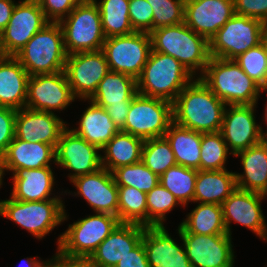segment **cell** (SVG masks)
Listing matches in <instances>:
<instances>
[{
    "label": "cell",
    "mask_w": 267,
    "mask_h": 267,
    "mask_svg": "<svg viewBox=\"0 0 267 267\" xmlns=\"http://www.w3.org/2000/svg\"><path fill=\"white\" fill-rule=\"evenodd\" d=\"M76 4H83L89 2L90 0H73Z\"/></svg>",
    "instance_id": "55"
},
{
    "label": "cell",
    "mask_w": 267,
    "mask_h": 267,
    "mask_svg": "<svg viewBox=\"0 0 267 267\" xmlns=\"http://www.w3.org/2000/svg\"><path fill=\"white\" fill-rule=\"evenodd\" d=\"M178 227L180 233L228 234L223 221L222 206L210 203H198Z\"/></svg>",
    "instance_id": "33"
},
{
    "label": "cell",
    "mask_w": 267,
    "mask_h": 267,
    "mask_svg": "<svg viewBox=\"0 0 267 267\" xmlns=\"http://www.w3.org/2000/svg\"><path fill=\"white\" fill-rule=\"evenodd\" d=\"M88 102L90 105L83 111L78 128L70 130L101 150L120 130L103 107Z\"/></svg>",
    "instance_id": "27"
},
{
    "label": "cell",
    "mask_w": 267,
    "mask_h": 267,
    "mask_svg": "<svg viewBox=\"0 0 267 267\" xmlns=\"http://www.w3.org/2000/svg\"><path fill=\"white\" fill-rule=\"evenodd\" d=\"M150 267H192L187 253L166 230V226H147L142 237Z\"/></svg>",
    "instance_id": "22"
},
{
    "label": "cell",
    "mask_w": 267,
    "mask_h": 267,
    "mask_svg": "<svg viewBox=\"0 0 267 267\" xmlns=\"http://www.w3.org/2000/svg\"><path fill=\"white\" fill-rule=\"evenodd\" d=\"M144 139L119 131L101 149L102 167L112 172L114 169L141 161Z\"/></svg>",
    "instance_id": "30"
},
{
    "label": "cell",
    "mask_w": 267,
    "mask_h": 267,
    "mask_svg": "<svg viewBox=\"0 0 267 267\" xmlns=\"http://www.w3.org/2000/svg\"><path fill=\"white\" fill-rule=\"evenodd\" d=\"M265 26L259 19L234 14L209 41L210 56L234 60L261 43Z\"/></svg>",
    "instance_id": "9"
},
{
    "label": "cell",
    "mask_w": 267,
    "mask_h": 267,
    "mask_svg": "<svg viewBox=\"0 0 267 267\" xmlns=\"http://www.w3.org/2000/svg\"><path fill=\"white\" fill-rule=\"evenodd\" d=\"M112 175L117 186H131L145 193L159 184V176L142 161L118 167L112 171Z\"/></svg>",
    "instance_id": "38"
},
{
    "label": "cell",
    "mask_w": 267,
    "mask_h": 267,
    "mask_svg": "<svg viewBox=\"0 0 267 267\" xmlns=\"http://www.w3.org/2000/svg\"><path fill=\"white\" fill-rule=\"evenodd\" d=\"M61 26L67 55L102 50L106 36L98 6L93 0L77 4L58 22Z\"/></svg>",
    "instance_id": "8"
},
{
    "label": "cell",
    "mask_w": 267,
    "mask_h": 267,
    "mask_svg": "<svg viewBox=\"0 0 267 267\" xmlns=\"http://www.w3.org/2000/svg\"><path fill=\"white\" fill-rule=\"evenodd\" d=\"M231 154L220 132L202 133L200 170L226 169L227 157Z\"/></svg>",
    "instance_id": "39"
},
{
    "label": "cell",
    "mask_w": 267,
    "mask_h": 267,
    "mask_svg": "<svg viewBox=\"0 0 267 267\" xmlns=\"http://www.w3.org/2000/svg\"><path fill=\"white\" fill-rule=\"evenodd\" d=\"M197 172L196 169L176 164L159 177V183L185 207L193 202Z\"/></svg>",
    "instance_id": "35"
},
{
    "label": "cell",
    "mask_w": 267,
    "mask_h": 267,
    "mask_svg": "<svg viewBox=\"0 0 267 267\" xmlns=\"http://www.w3.org/2000/svg\"><path fill=\"white\" fill-rule=\"evenodd\" d=\"M137 94V80L126 74L110 71L99 82L95 93L88 100L105 108L132 101Z\"/></svg>",
    "instance_id": "32"
},
{
    "label": "cell",
    "mask_w": 267,
    "mask_h": 267,
    "mask_svg": "<svg viewBox=\"0 0 267 267\" xmlns=\"http://www.w3.org/2000/svg\"><path fill=\"white\" fill-rule=\"evenodd\" d=\"M259 143L264 148L267 155V130L264 131L263 128L261 129Z\"/></svg>",
    "instance_id": "52"
},
{
    "label": "cell",
    "mask_w": 267,
    "mask_h": 267,
    "mask_svg": "<svg viewBox=\"0 0 267 267\" xmlns=\"http://www.w3.org/2000/svg\"><path fill=\"white\" fill-rule=\"evenodd\" d=\"M77 189L64 193L85 199L94 213H106L118 217V186L116 185L112 172L104 167L93 173L82 175L70 181ZM74 194V195H73Z\"/></svg>",
    "instance_id": "19"
},
{
    "label": "cell",
    "mask_w": 267,
    "mask_h": 267,
    "mask_svg": "<svg viewBox=\"0 0 267 267\" xmlns=\"http://www.w3.org/2000/svg\"><path fill=\"white\" fill-rule=\"evenodd\" d=\"M176 230L192 267H234L232 236L180 233L179 227Z\"/></svg>",
    "instance_id": "14"
},
{
    "label": "cell",
    "mask_w": 267,
    "mask_h": 267,
    "mask_svg": "<svg viewBox=\"0 0 267 267\" xmlns=\"http://www.w3.org/2000/svg\"><path fill=\"white\" fill-rule=\"evenodd\" d=\"M151 49L150 34L145 32L106 38L102 47L110 71L126 74L135 80L140 77Z\"/></svg>",
    "instance_id": "11"
},
{
    "label": "cell",
    "mask_w": 267,
    "mask_h": 267,
    "mask_svg": "<svg viewBox=\"0 0 267 267\" xmlns=\"http://www.w3.org/2000/svg\"><path fill=\"white\" fill-rule=\"evenodd\" d=\"M26 259L21 261L20 267H48L49 259L42 261L41 258L39 257V260H38V256L36 258L35 257L28 258L27 257Z\"/></svg>",
    "instance_id": "51"
},
{
    "label": "cell",
    "mask_w": 267,
    "mask_h": 267,
    "mask_svg": "<svg viewBox=\"0 0 267 267\" xmlns=\"http://www.w3.org/2000/svg\"><path fill=\"white\" fill-rule=\"evenodd\" d=\"M240 157L243 172L236 173L237 188L263 194L267 190V155L260 143L234 155Z\"/></svg>",
    "instance_id": "29"
},
{
    "label": "cell",
    "mask_w": 267,
    "mask_h": 267,
    "mask_svg": "<svg viewBox=\"0 0 267 267\" xmlns=\"http://www.w3.org/2000/svg\"><path fill=\"white\" fill-rule=\"evenodd\" d=\"M265 113H264V121H265V123H266V125H267V104H266V106H265V111H264Z\"/></svg>",
    "instance_id": "56"
},
{
    "label": "cell",
    "mask_w": 267,
    "mask_h": 267,
    "mask_svg": "<svg viewBox=\"0 0 267 267\" xmlns=\"http://www.w3.org/2000/svg\"><path fill=\"white\" fill-rule=\"evenodd\" d=\"M147 226H164L166 214L177 205L183 207L175 196L160 183L146 193Z\"/></svg>",
    "instance_id": "40"
},
{
    "label": "cell",
    "mask_w": 267,
    "mask_h": 267,
    "mask_svg": "<svg viewBox=\"0 0 267 267\" xmlns=\"http://www.w3.org/2000/svg\"><path fill=\"white\" fill-rule=\"evenodd\" d=\"M17 110L0 106V158L15 138V119Z\"/></svg>",
    "instance_id": "44"
},
{
    "label": "cell",
    "mask_w": 267,
    "mask_h": 267,
    "mask_svg": "<svg viewBox=\"0 0 267 267\" xmlns=\"http://www.w3.org/2000/svg\"><path fill=\"white\" fill-rule=\"evenodd\" d=\"M173 123V103L137 94L120 130L144 140L163 137Z\"/></svg>",
    "instance_id": "10"
},
{
    "label": "cell",
    "mask_w": 267,
    "mask_h": 267,
    "mask_svg": "<svg viewBox=\"0 0 267 267\" xmlns=\"http://www.w3.org/2000/svg\"><path fill=\"white\" fill-rule=\"evenodd\" d=\"M98 6L106 38L133 32L129 19V0H93Z\"/></svg>",
    "instance_id": "34"
},
{
    "label": "cell",
    "mask_w": 267,
    "mask_h": 267,
    "mask_svg": "<svg viewBox=\"0 0 267 267\" xmlns=\"http://www.w3.org/2000/svg\"><path fill=\"white\" fill-rule=\"evenodd\" d=\"M264 198L267 197V190L263 193Z\"/></svg>",
    "instance_id": "57"
},
{
    "label": "cell",
    "mask_w": 267,
    "mask_h": 267,
    "mask_svg": "<svg viewBox=\"0 0 267 267\" xmlns=\"http://www.w3.org/2000/svg\"><path fill=\"white\" fill-rule=\"evenodd\" d=\"M129 19L135 32L153 30V10L146 0H129Z\"/></svg>",
    "instance_id": "43"
},
{
    "label": "cell",
    "mask_w": 267,
    "mask_h": 267,
    "mask_svg": "<svg viewBox=\"0 0 267 267\" xmlns=\"http://www.w3.org/2000/svg\"><path fill=\"white\" fill-rule=\"evenodd\" d=\"M226 104L194 78L173 102V122L200 133L220 132Z\"/></svg>",
    "instance_id": "1"
},
{
    "label": "cell",
    "mask_w": 267,
    "mask_h": 267,
    "mask_svg": "<svg viewBox=\"0 0 267 267\" xmlns=\"http://www.w3.org/2000/svg\"><path fill=\"white\" fill-rule=\"evenodd\" d=\"M101 150L76 135L67 126L55 148V164L71 171L69 181L102 168Z\"/></svg>",
    "instance_id": "16"
},
{
    "label": "cell",
    "mask_w": 267,
    "mask_h": 267,
    "mask_svg": "<svg viewBox=\"0 0 267 267\" xmlns=\"http://www.w3.org/2000/svg\"><path fill=\"white\" fill-rule=\"evenodd\" d=\"M30 76L65 70L67 53L58 22H48L14 56Z\"/></svg>",
    "instance_id": "5"
},
{
    "label": "cell",
    "mask_w": 267,
    "mask_h": 267,
    "mask_svg": "<svg viewBox=\"0 0 267 267\" xmlns=\"http://www.w3.org/2000/svg\"><path fill=\"white\" fill-rule=\"evenodd\" d=\"M195 77L174 57L153 51L137 79L138 94L173 103Z\"/></svg>",
    "instance_id": "4"
},
{
    "label": "cell",
    "mask_w": 267,
    "mask_h": 267,
    "mask_svg": "<svg viewBox=\"0 0 267 267\" xmlns=\"http://www.w3.org/2000/svg\"><path fill=\"white\" fill-rule=\"evenodd\" d=\"M120 223L117 216L95 213L68 225L57 240V252L69 258H89Z\"/></svg>",
    "instance_id": "7"
},
{
    "label": "cell",
    "mask_w": 267,
    "mask_h": 267,
    "mask_svg": "<svg viewBox=\"0 0 267 267\" xmlns=\"http://www.w3.org/2000/svg\"><path fill=\"white\" fill-rule=\"evenodd\" d=\"M141 161L159 177L176 165L175 155L164 136L144 141Z\"/></svg>",
    "instance_id": "37"
},
{
    "label": "cell",
    "mask_w": 267,
    "mask_h": 267,
    "mask_svg": "<svg viewBox=\"0 0 267 267\" xmlns=\"http://www.w3.org/2000/svg\"><path fill=\"white\" fill-rule=\"evenodd\" d=\"M235 14L256 18L267 25V0H233Z\"/></svg>",
    "instance_id": "46"
},
{
    "label": "cell",
    "mask_w": 267,
    "mask_h": 267,
    "mask_svg": "<svg viewBox=\"0 0 267 267\" xmlns=\"http://www.w3.org/2000/svg\"><path fill=\"white\" fill-rule=\"evenodd\" d=\"M0 159L3 175L5 171L14 174L17 170L51 166L55 163V148L50 144L27 142L15 137Z\"/></svg>",
    "instance_id": "24"
},
{
    "label": "cell",
    "mask_w": 267,
    "mask_h": 267,
    "mask_svg": "<svg viewBox=\"0 0 267 267\" xmlns=\"http://www.w3.org/2000/svg\"><path fill=\"white\" fill-rule=\"evenodd\" d=\"M145 226L119 223L88 258L96 267H114L141 241Z\"/></svg>",
    "instance_id": "23"
},
{
    "label": "cell",
    "mask_w": 267,
    "mask_h": 267,
    "mask_svg": "<svg viewBox=\"0 0 267 267\" xmlns=\"http://www.w3.org/2000/svg\"><path fill=\"white\" fill-rule=\"evenodd\" d=\"M164 137L175 155L176 164L200 170L202 133L181 127L173 122Z\"/></svg>",
    "instance_id": "31"
},
{
    "label": "cell",
    "mask_w": 267,
    "mask_h": 267,
    "mask_svg": "<svg viewBox=\"0 0 267 267\" xmlns=\"http://www.w3.org/2000/svg\"><path fill=\"white\" fill-rule=\"evenodd\" d=\"M118 219L120 223L147 227L146 193L131 186H118Z\"/></svg>",
    "instance_id": "36"
},
{
    "label": "cell",
    "mask_w": 267,
    "mask_h": 267,
    "mask_svg": "<svg viewBox=\"0 0 267 267\" xmlns=\"http://www.w3.org/2000/svg\"><path fill=\"white\" fill-rule=\"evenodd\" d=\"M237 188L235 172L198 170L193 203L221 205Z\"/></svg>",
    "instance_id": "28"
},
{
    "label": "cell",
    "mask_w": 267,
    "mask_h": 267,
    "mask_svg": "<svg viewBox=\"0 0 267 267\" xmlns=\"http://www.w3.org/2000/svg\"><path fill=\"white\" fill-rule=\"evenodd\" d=\"M48 22L37 0L16 3L9 23L0 33L2 56H15Z\"/></svg>",
    "instance_id": "12"
},
{
    "label": "cell",
    "mask_w": 267,
    "mask_h": 267,
    "mask_svg": "<svg viewBox=\"0 0 267 267\" xmlns=\"http://www.w3.org/2000/svg\"><path fill=\"white\" fill-rule=\"evenodd\" d=\"M56 113L35 111L28 108L17 110L15 137L27 142L50 144L54 148L67 122Z\"/></svg>",
    "instance_id": "21"
},
{
    "label": "cell",
    "mask_w": 267,
    "mask_h": 267,
    "mask_svg": "<svg viewBox=\"0 0 267 267\" xmlns=\"http://www.w3.org/2000/svg\"><path fill=\"white\" fill-rule=\"evenodd\" d=\"M257 105H227L220 133L234 156L259 143L262 124H257Z\"/></svg>",
    "instance_id": "18"
},
{
    "label": "cell",
    "mask_w": 267,
    "mask_h": 267,
    "mask_svg": "<svg viewBox=\"0 0 267 267\" xmlns=\"http://www.w3.org/2000/svg\"><path fill=\"white\" fill-rule=\"evenodd\" d=\"M48 267H96L88 258H69L57 251L49 259Z\"/></svg>",
    "instance_id": "48"
},
{
    "label": "cell",
    "mask_w": 267,
    "mask_h": 267,
    "mask_svg": "<svg viewBox=\"0 0 267 267\" xmlns=\"http://www.w3.org/2000/svg\"><path fill=\"white\" fill-rule=\"evenodd\" d=\"M114 267H150L143 241L128 252Z\"/></svg>",
    "instance_id": "47"
},
{
    "label": "cell",
    "mask_w": 267,
    "mask_h": 267,
    "mask_svg": "<svg viewBox=\"0 0 267 267\" xmlns=\"http://www.w3.org/2000/svg\"><path fill=\"white\" fill-rule=\"evenodd\" d=\"M64 71L37 74L28 80L25 107L35 111L54 113L65 110L75 101Z\"/></svg>",
    "instance_id": "15"
},
{
    "label": "cell",
    "mask_w": 267,
    "mask_h": 267,
    "mask_svg": "<svg viewBox=\"0 0 267 267\" xmlns=\"http://www.w3.org/2000/svg\"><path fill=\"white\" fill-rule=\"evenodd\" d=\"M62 199L18 201L11 197L0 200V216L9 219L40 240L67 220Z\"/></svg>",
    "instance_id": "6"
},
{
    "label": "cell",
    "mask_w": 267,
    "mask_h": 267,
    "mask_svg": "<svg viewBox=\"0 0 267 267\" xmlns=\"http://www.w3.org/2000/svg\"><path fill=\"white\" fill-rule=\"evenodd\" d=\"M3 178H4V176H3L2 165H1V159H0V189L2 188L1 186H2V184L4 183V182H3Z\"/></svg>",
    "instance_id": "54"
},
{
    "label": "cell",
    "mask_w": 267,
    "mask_h": 267,
    "mask_svg": "<svg viewBox=\"0 0 267 267\" xmlns=\"http://www.w3.org/2000/svg\"><path fill=\"white\" fill-rule=\"evenodd\" d=\"M52 168L47 166L38 169L17 170L12 174L13 189L10 197L18 201L62 199L60 195L52 193L56 183Z\"/></svg>",
    "instance_id": "25"
},
{
    "label": "cell",
    "mask_w": 267,
    "mask_h": 267,
    "mask_svg": "<svg viewBox=\"0 0 267 267\" xmlns=\"http://www.w3.org/2000/svg\"><path fill=\"white\" fill-rule=\"evenodd\" d=\"M153 10V30L184 23L185 0H146Z\"/></svg>",
    "instance_id": "42"
},
{
    "label": "cell",
    "mask_w": 267,
    "mask_h": 267,
    "mask_svg": "<svg viewBox=\"0 0 267 267\" xmlns=\"http://www.w3.org/2000/svg\"><path fill=\"white\" fill-rule=\"evenodd\" d=\"M64 72L76 100L86 101L95 93L110 68L105 54L99 50L67 55Z\"/></svg>",
    "instance_id": "13"
},
{
    "label": "cell",
    "mask_w": 267,
    "mask_h": 267,
    "mask_svg": "<svg viewBox=\"0 0 267 267\" xmlns=\"http://www.w3.org/2000/svg\"><path fill=\"white\" fill-rule=\"evenodd\" d=\"M30 75L14 56L0 57V106L25 108Z\"/></svg>",
    "instance_id": "26"
},
{
    "label": "cell",
    "mask_w": 267,
    "mask_h": 267,
    "mask_svg": "<svg viewBox=\"0 0 267 267\" xmlns=\"http://www.w3.org/2000/svg\"><path fill=\"white\" fill-rule=\"evenodd\" d=\"M149 34L153 51L174 57L195 78L203 74L211 57L206 38L195 33L185 23L160 27Z\"/></svg>",
    "instance_id": "2"
},
{
    "label": "cell",
    "mask_w": 267,
    "mask_h": 267,
    "mask_svg": "<svg viewBox=\"0 0 267 267\" xmlns=\"http://www.w3.org/2000/svg\"><path fill=\"white\" fill-rule=\"evenodd\" d=\"M130 104L131 101H125L123 104L109 105L104 108L119 130L124 127Z\"/></svg>",
    "instance_id": "49"
},
{
    "label": "cell",
    "mask_w": 267,
    "mask_h": 267,
    "mask_svg": "<svg viewBox=\"0 0 267 267\" xmlns=\"http://www.w3.org/2000/svg\"><path fill=\"white\" fill-rule=\"evenodd\" d=\"M234 14L233 0H185L184 23L208 41Z\"/></svg>",
    "instance_id": "20"
},
{
    "label": "cell",
    "mask_w": 267,
    "mask_h": 267,
    "mask_svg": "<svg viewBox=\"0 0 267 267\" xmlns=\"http://www.w3.org/2000/svg\"><path fill=\"white\" fill-rule=\"evenodd\" d=\"M261 44L264 47L265 53L267 54V25L265 26L261 36Z\"/></svg>",
    "instance_id": "53"
},
{
    "label": "cell",
    "mask_w": 267,
    "mask_h": 267,
    "mask_svg": "<svg viewBox=\"0 0 267 267\" xmlns=\"http://www.w3.org/2000/svg\"><path fill=\"white\" fill-rule=\"evenodd\" d=\"M15 5V0H0V33L9 23Z\"/></svg>",
    "instance_id": "50"
},
{
    "label": "cell",
    "mask_w": 267,
    "mask_h": 267,
    "mask_svg": "<svg viewBox=\"0 0 267 267\" xmlns=\"http://www.w3.org/2000/svg\"><path fill=\"white\" fill-rule=\"evenodd\" d=\"M261 193L241 190L234 192L221 204L225 228L228 235H232L231 224H240L263 241H267V224L261 203L264 200Z\"/></svg>",
    "instance_id": "17"
},
{
    "label": "cell",
    "mask_w": 267,
    "mask_h": 267,
    "mask_svg": "<svg viewBox=\"0 0 267 267\" xmlns=\"http://www.w3.org/2000/svg\"><path fill=\"white\" fill-rule=\"evenodd\" d=\"M199 78L226 105H256L263 92L235 60L210 57Z\"/></svg>",
    "instance_id": "3"
},
{
    "label": "cell",
    "mask_w": 267,
    "mask_h": 267,
    "mask_svg": "<svg viewBox=\"0 0 267 267\" xmlns=\"http://www.w3.org/2000/svg\"><path fill=\"white\" fill-rule=\"evenodd\" d=\"M234 60L263 89V92L267 91V54L261 43Z\"/></svg>",
    "instance_id": "41"
},
{
    "label": "cell",
    "mask_w": 267,
    "mask_h": 267,
    "mask_svg": "<svg viewBox=\"0 0 267 267\" xmlns=\"http://www.w3.org/2000/svg\"><path fill=\"white\" fill-rule=\"evenodd\" d=\"M49 22H59L77 5L73 0H37Z\"/></svg>",
    "instance_id": "45"
}]
</instances>
